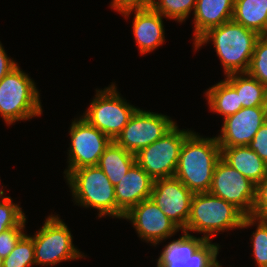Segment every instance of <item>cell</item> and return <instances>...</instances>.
Segmentation results:
<instances>
[{
	"label": "cell",
	"instance_id": "6da1fadb",
	"mask_svg": "<svg viewBox=\"0 0 267 267\" xmlns=\"http://www.w3.org/2000/svg\"><path fill=\"white\" fill-rule=\"evenodd\" d=\"M221 148L216 137L191 132L184 140L174 177L193 193L209 192Z\"/></svg>",
	"mask_w": 267,
	"mask_h": 267
},
{
	"label": "cell",
	"instance_id": "7a4b0ae2",
	"mask_svg": "<svg viewBox=\"0 0 267 267\" xmlns=\"http://www.w3.org/2000/svg\"><path fill=\"white\" fill-rule=\"evenodd\" d=\"M260 35L233 20L210 28L194 44L195 50L213 41L224 73H246Z\"/></svg>",
	"mask_w": 267,
	"mask_h": 267
},
{
	"label": "cell",
	"instance_id": "3957f363",
	"mask_svg": "<svg viewBox=\"0 0 267 267\" xmlns=\"http://www.w3.org/2000/svg\"><path fill=\"white\" fill-rule=\"evenodd\" d=\"M244 216L232 203L210 192L194 193L190 216L182 232L204 233V239L211 240L220 231L241 228Z\"/></svg>",
	"mask_w": 267,
	"mask_h": 267
},
{
	"label": "cell",
	"instance_id": "277c9868",
	"mask_svg": "<svg viewBox=\"0 0 267 267\" xmlns=\"http://www.w3.org/2000/svg\"><path fill=\"white\" fill-rule=\"evenodd\" d=\"M39 91L34 81L14 67L0 80V115L7 125L42 114Z\"/></svg>",
	"mask_w": 267,
	"mask_h": 267
},
{
	"label": "cell",
	"instance_id": "5b68a950",
	"mask_svg": "<svg viewBox=\"0 0 267 267\" xmlns=\"http://www.w3.org/2000/svg\"><path fill=\"white\" fill-rule=\"evenodd\" d=\"M65 178L75 203L99 211L98 217L116 218L115 186L98 166H86L71 171Z\"/></svg>",
	"mask_w": 267,
	"mask_h": 267
},
{
	"label": "cell",
	"instance_id": "8992f818",
	"mask_svg": "<svg viewBox=\"0 0 267 267\" xmlns=\"http://www.w3.org/2000/svg\"><path fill=\"white\" fill-rule=\"evenodd\" d=\"M112 83L104 90H97L90 107L81 117L114 141L137 110L118 93Z\"/></svg>",
	"mask_w": 267,
	"mask_h": 267
},
{
	"label": "cell",
	"instance_id": "52a82bcc",
	"mask_svg": "<svg viewBox=\"0 0 267 267\" xmlns=\"http://www.w3.org/2000/svg\"><path fill=\"white\" fill-rule=\"evenodd\" d=\"M191 130H179L177 123L160 139L140 149L136 163L153 179L174 177L181 146Z\"/></svg>",
	"mask_w": 267,
	"mask_h": 267
},
{
	"label": "cell",
	"instance_id": "ba28073f",
	"mask_svg": "<svg viewBox=\"0 0 267 267\" xmlns=\"http://www.w3.org/2000/svg\"><path fill=\"white\" fill-rule=\"evenodd\" d=\"M31 237L36 265L53 266L66 260L85 257L75 248L71 232L57 215L47 217L42 228Z\"/></svg>",
	"mask_w": 267,
	"mask_h": 267
},
{
	"label": "cell",
	"instance_id": "9c48e42d",
	"mask_svg": "<svg viewBox=\"0 0 267 267\" xmlns=\"http://www.w3.org/2000/svg\"><path fill=\"white\" fill-rule=\"evenodd\" d=\"M177 240L168 242L156 267H222L217 260L219 245L183 232Z\"/></svg>",
	"mask_w": 267,
	"mask_h": 267
},
{
	"label": "cell",
	"instance_id": "30bf717a",
	"mask_svg": "<svg viewBox=\"0 0 267 267\" xmlns=\"http://www.w3.org/2000/svg\"><path fill=\"white\" fill-rule=\"evenodd\" d=\"M175 124L167 115L137 108L114 142L126 151L136 154L160 139Z\"/></svg>",
	"mask_w": 267,
	"mask_h": 267
},
{
	"label": "cell",
	"instance_id": "8fae6325",
	"mask_svg": "<svg viewBox=\"0 0 267 267\" xmlns=\"http://www.w3.org/2000/svg\"><path fill=\"white\" fill-rule=\"evenodd\" d=\"M69 135L71 136L70 150H68L69 165L64 171L65 176L82 167L97 166L99 158L112 141L83 117L72 122Z\"/></svg>",
	"mask_w": 267,
	"mask_h": 267
},
{
	"label": "cell",
	"instance_id": "7c38bea8",
	"mask_svg": "<svg viewBox=\"0 0 267 267\" xmlns=\"http://www.w3.org/2000/svg\"><path fill=\"white\" fill-rule=\"evenodd\" d=\"M209 192L232 203L245 216L252 215L256 185L222 159L215 166Z\"/></svg>",
	"mask_w": 267,
	"mask_h": 267
},
{
	"label": "cell",
	"instance_id": "4fadbf2b",
	"mask_svg": "<svg viewBox=\"0 0 267 267\" xmlns=\"http://www.w3.org/2000/svg\"><path fill=\"white\" fill-rule=\"evenodd\" d=\"M193 194L175 177L158 178L153 182L150 198L183 231L190 216Z\"/></svg>",
	"mask_w": 267,
	"mask_h": 267
},
{
	"label": "cell",
	"instance_id": "5bb4252c",
	"mask_svg": "<svg viewBox=\"0 0 267 267\" xmlns=\"http://www.w3.org/2000/svg\"><path fill=\"white\" fill-rule=\"evenodd\" d=\"M123 218L132 222L141 240L155 246L181 230L151 198L145 199L131 208Z\"/></svg>",
	"mask_w": 267,
	"mask_h": 267
},
{
	"label": "cell",
	"instance_id": "9a60e30c",
	"mask_svg": "<svg viewBox=\"0 0 267 267\" xmlns=\"http://www.w3.org/2000/svg\"><path fill=\"white\" fill-rule=\"evenodd\" d=\"M267 106L241 108L224 118L217 142L220 147L248 146L266 121Z\"/></svg>",
	"mask_w": 267,
	"mask_h": 267
},
{
	"label": "cell",
	"instance_id": "2e32d148",
	"mask_svg": "<svg viewBox=\"0 0 267 267\" xmlns=\"http://www.w3.org/2000/svg\"><path fill=\"white\" fill-rule=\"evenodd\" d=\"M154 180L135 163L115 186L116 218L124 215L141 201L150 198Z\"/></svg>",
	"mask_w": 267,
	"mask_h": 267
},
{
	"label": "cell",
	"instance_id": "e0dca14e",
	"mask_svg": "<svg viewBox=\"0 0 267 267\" xmlns=\"http://www.w3.org/2000/svg\"><path fill=\"white\" fill-rule=\"evenodd\" d=\"M119 13L126 18L131 13H134L132 28L140 54L149 53L163 44L165 40L163 16L150 6L146 8H129Z\"/></svg>",
	"mask_w": 267,
	"mask_h": 267
},
{
	"label": "cell",
	"instance_id": "ac0fdd59",
	"mask_svg": "<svg viewBox=\"0 0 267 267\" xmlns=\"http://www.w3.org/2000/svg\"><path fill=\"white\" fill-rule=\"evenodd\" d=\"M235 0H197L194 13V44L210 28L233 18Z\"/></svg>",
	"mask_w": 267,
	"mask_h": 267
},
{
	"label": "cell",
	"instance_id": "d6986e66",
	"mask_svg": "<svg viewBox=\"0 0 267 267\" xmlns=\"http://www.w3.org/2000/svg\"><path fill=\"white\" fill-rule=\"evenodd\" d=\"M220 148L221 159L255 185L267 176V163L248 146Z\"/></svg>",
	"mask_w": 267,
	"mask_h": 267
},
{
	"label": "cell",
	"instance_id": "ffe728a7",
	"mask_svg": "<svg viewBox=\"0 0 267 267\" xmlns=\"http://www.w3.org/2000/svg\"><path fill=\"white\" fill-rule=\"evenodd\" d=\"M135 163V154L111 141L99 158L97 166L103 170L112 185L116 186Z\"/></svg>",
	"mask_w": 267,
	"mask_h": 267
},
{
	"label": "cell",
	"instance_id": "44dd1931",
	"mask_svg": "<svg viewBox=\"0 0 267 267\" xmlns=\"http://www.w3.org/2000/svg\"><path fill=\"white\" fill-rule=\"evenodd\" d=\"M232 20L258 35H267V0H235Z\"/></svg>",
	"mask_w": 267,
	"mask_h": 267
},
{
	"label": "cell",
	"instance_id": "7402d4cb",
	"mask_svg": "<svg viewBox=\"0 0 267 267\" xmlns=\"http://www.w3.org/2000/svg\"><path fill=\"white\" fill-rule=\"evenodd\" d=\"M225 79L236 89L242 108L267 106V87L247 73H232Z\"/></svg>",
	"mask_w": 267,
	"mask_h": 267
},
{
	"label": "cell",
	"instance_id": "603a6c76",
	"mask_svg": "<svg viewBox=\"0 0 267 267\" xmlns=\"http://www.w3.org/2000/svg\"><path fill=\"white\" fill-rule=\"evenodd\" d=\"M205 94L211 111L222 115L223 118L242 108L236 89L226 79L209 87Z\"/></svg>",
	"mask_w": 267,
	"mask_h": 267
},
{
	"label": "cell",
	"instance_id": "cb8c5ba5",
	"mask_svg": "<svg viewBox=\"0 0 267 267\" xmlns=\"http://www.w3.org/2000/svg\"><path fill=\"white\" fill-rule=\"evenodd\" d=\"M254 223L257 225V229L251 237L253 255L257 267H267V218L244 216L241 229L254 225Z\"/></svg>",
	"mask_w": 267,
	"mask_h": 267
},
{
	"label": "cell",
	"instance_id": "d4e9b609",
	"mask_svg": "<svg viewBox=\"0 0 267 267\" xmlns=\"http://www.w3.org/2000/svg\"><path fill=\"white\" fill-rule=\"evenodd\" d=\"M197 0H151L150 7L160 15L184 22L190 12L195 10Z\"/></svg>",
	"mask_w": 267,
	"mask_h": 267
},
{
	"label": "cell",
	"instance_id": "484cf974",
	"mask_svg": "<svg viewBox=\"0 0 267 267\" xmlns=\"http://www.w3.org/2000/svg\"><path fill=\"white\" fill-rule=\"evenodd\" d=\"M35 264L33 238L24 234L9 255L3 259V267H30Z\"/></svg>",
	"mask_w": 267,
	"mask_h": 267
},
{
	"label": "cell",
	"instance_id": "4316f807",
	"mask_svg": "<svg viewBox=\"0 0 267 267\" xmlns=\"http://www.w3.org/2000/svg\"><path fill=\"white\" fill-rule=\"evenodd\" d=\"M246 73L267 87V35L258 37Z\"/></svg>",
	"mask_w": 267,
	"mask_h": 267
},
{
	"label": "cell",
	"instance_id": "83f0119b",
	"mask_svg": "<svg viewBox=\"0 0 267 267\" xmlns=\"http://www.w3.org/2000/svg\"><path fill=\"white\" fill-rule=\"evenodd\" d=\"M26 218L19 204H14L10 197L0 200V233L14 227H25Z\"/></svg>",
	"mask_w": 267,
	"mask_h": 267
},
{
	"label": "cell",
	"instance_id": "f1b7e54d",
	"mask_svg": "<svg viewBox=\"0 0 267 267\" xmlns=\"http://www.w3.org/2000/svg\"><path fill=\"white\" fill-rule=\"evenodd\" d=\"M25 227H14L0 233V255L5 259L14 249L19 239L25 234Z\"/></svg>",
	"mask_w": 267,
	"mask_h": 267
},
{
	"label": "cell",
	"instance_id": "f546056e",
	"mask_svg": "<svg viewBox=\"0 0 267 267\" xmlns=\"http://www.w3.org/2000/svg\"><path fill=\"white\" fill-rule=\"evenodd\" d=\"M251 216L267 218V176L256 185V199Z\"/></svg>",
	"mask_w": 267,
	"mask_h": 267
},
{
	"label": "cell",
	"instance_id": "4dcf8cb0",
	"mask_svg": "<svg viewBox=\"0 0 267 267\" xmlns=\"http://www.w3.org/2000/svg\"><path fill=\"white\" fill-rule=\"evenodd\" d=\"M248 147L267 163V121L261 126Z\"/></svg>",
	"mask_w": 267,
	"mask_h": 267
},
{
	"label": "cell",
	"instance_id": "1f68e13d",
	"mask_svg": "<svg viewBox=\"0 0 267 267\" xmlns=\"http://www.w3.org/2000/svg\"><path fill=\"white\" fill-rule=\"evenodd\" d=\"M150 3L151 0H112L111 8L121 12L129 8H146Z\"/></svg>",
	"mask_w": 267,
	"mask_h": 267
},
{
	"label": "cell",
	"instance_id": "d6a6232c",
	"mask_svg": "<svg viewBox=\"0 0 267 267\" xmlns=\"http://www.w3.org/2000/svg\"><path fill=\"white\" fill-rule=\"evenodd\" d=\"M18 64L10 59L0 42V80Z\"/></svg>",
	"mask_w": 267,
	"mask_h": 267
},
{
	"label": "cell",
	"instance_id": "836d02e7",
	"mask_svg": "<svg viewBox=\"0 0 267 267\" xmlns=\"http://www.w3.org/2000/svg\"><path fill=\"white\" fill-rule=\"evenodd\" d=\"M4 197V190H0V198L2 199Z\"/></svg>",
	"mask_w": 267,
	"mask_h": 267
},
{
	"label": "cell",
	"instance_id": "e575fe53",
	"mask_svg": "<svg viewBox=\"0 0 267 267\" xmlns=\"http://www.w3.org/2000/svg\"><path fill=\"white\" fill-rule=\"evenodd\" d=\"M0 267H3V258L0 255Z\"/></svg>",
	"mask_w": 267,
	"mask_h": 267
}]
</instances>
